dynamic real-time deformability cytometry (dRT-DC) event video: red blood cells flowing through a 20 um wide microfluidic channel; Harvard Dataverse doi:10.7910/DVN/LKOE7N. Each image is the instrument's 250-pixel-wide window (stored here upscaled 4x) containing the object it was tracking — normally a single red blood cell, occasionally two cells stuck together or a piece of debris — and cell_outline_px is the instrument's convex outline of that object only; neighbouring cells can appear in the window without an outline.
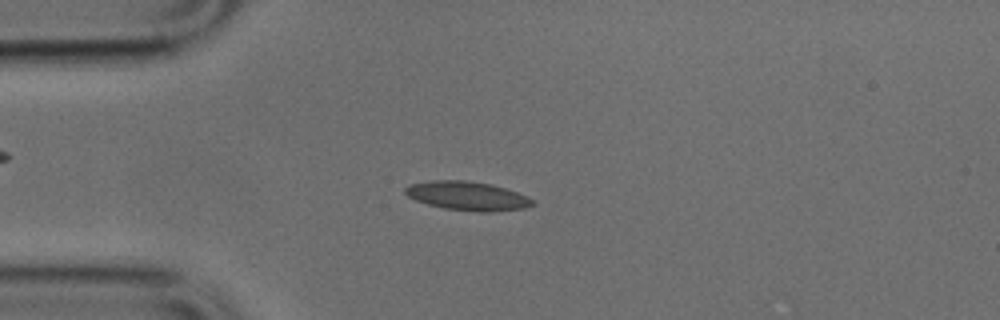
{"species": "common noctule bat (a hibernating species)", "species_latin": "Nyctalus noctula", "temperature_condition": "cold", "stored_images_in_passage": 49, "camera_frame_rate_fps": 3000, "um_per_image_px": 0.085, "animal": {"sex": "male", "body_mass_g": 17.9, "forearm_length_mm": 54.2}, "frame": {"image": 1, "passage_image": 12, "time_ms": 3.667, "image_size_px": [1000, 320], "cell_outline_px": [[536, 204], [524, 208], [488, 212], [480, 212], [444, 208], [428, 204], [416, 200], [408, 196], [404, 192], [404, 188], [408, 184], [432, 180], [464, 180], [492, 184], [528, 196], [536, 200]], "centroid_in_image_um": [39.74, 16.65], "position_along_channel_um": 45.3, "area_um2": 21.5}}
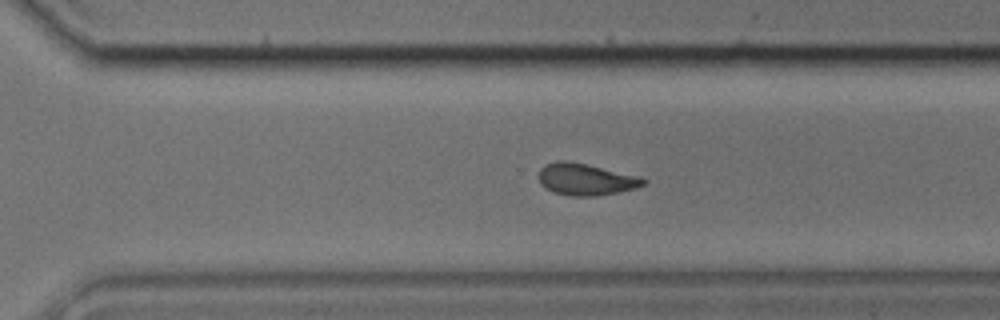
{"frame": {"image": 2, "passage_image": 34, "time_ms": 11.0, "image_size_px": [1000, 320], "cell_outline_px": [[648, 180], [644, 184], [632, 188], [616, 192], [592, 196], [572, 196], [552, 192], [544, 188], [540, 184], [540, 168], [544, 164], [556, 160], [568, 160], [588, 164], [640, 176]], "centroid_in_image_um": [49.74, 15.22], "position_along_channel_um": 320.9, "area_um2": 19.42}}
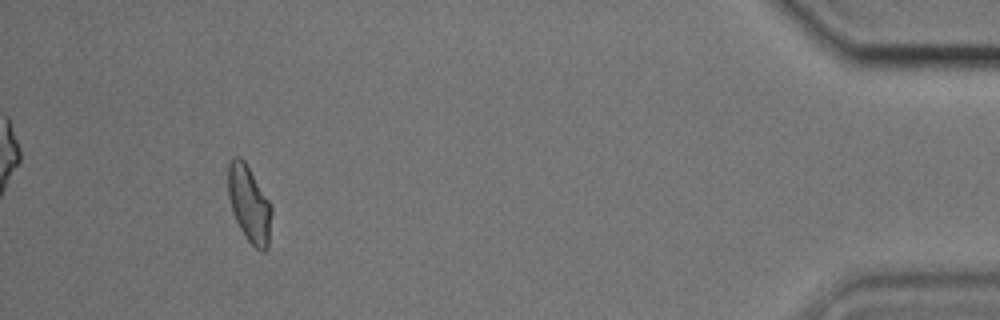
{"frame": {"image": 3, "passage_image": 46, "time_ms": 15.0, "image_size_px": [1000, 320], "cell_outline_px": [[272, 212], [268, 248], [264, 252], [260, 252], [244, 236], [232, 212], [228, 196], [228, 164], [236, 156], [240, 156], [244, 160], [272, 204]], "centroid_in_image_um": [21.2, 17.35], "position_along_channel_um": 414.0, "area_um2": 19.54}}